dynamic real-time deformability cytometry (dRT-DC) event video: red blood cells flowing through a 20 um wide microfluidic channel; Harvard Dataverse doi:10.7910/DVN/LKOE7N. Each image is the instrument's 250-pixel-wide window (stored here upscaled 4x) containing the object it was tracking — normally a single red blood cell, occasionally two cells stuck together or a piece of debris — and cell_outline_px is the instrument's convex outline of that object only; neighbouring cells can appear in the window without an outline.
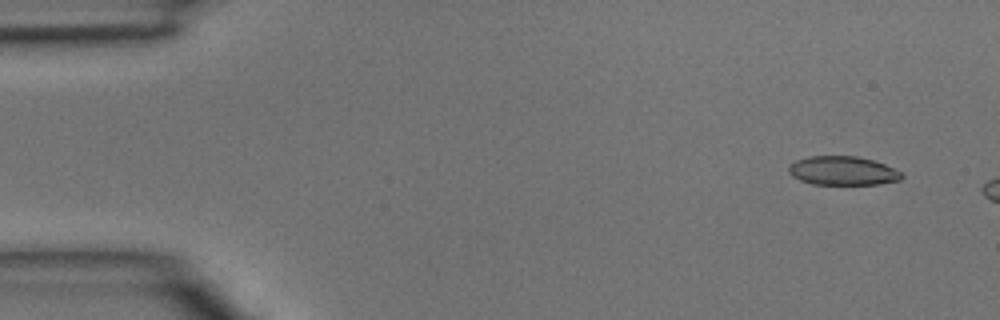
{"species": "common noctule bat (a hibernating species)", "species_latin": "Nyctalus noctula", "temperature_condition": "room temperature", "stored_images_in_passage": 2, "camera_frame_rate_fps": 3000, "um_per_image_px": 0.085, "animal": {"sex": "male", "body_mass_g": 15.6}, "frame": {"image": 1, "passage_image": 1, "time_ms": 0.0, "image_size_px": [1000, 320], "cell_outline_px": [[904, 176], [900, 180], [876, 184], [812, 184], [800, 180], [792, 176], [788, 172], [788, 164], [796, 160], [808, 156], [856, 156], [872, 160], [884, 164], [904, 172]], "centroid_in_image_um": [71.62, 14.51], "position_along_channel_um": 13.4, "area_um2": 19.13}}